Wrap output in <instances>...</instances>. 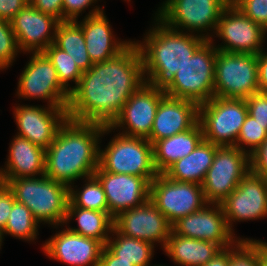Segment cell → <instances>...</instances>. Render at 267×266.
I'll return each mask as SVG.
<instances>
[{
  "mask_svg": "<svg viewBox=\"0 0 267 266\" xmlns=\"http://www.w3.org/2000/svg\"><path fill=\"white\" fill-rule=\"evenodd\" d=\"M172 230L184 237L218 244L222 249L235 245L240 239L228 227L221 204L208 203L198 211L180 218Z\"/></svg>",
  "mask_w": 267,
  "mask_h": 266,
  "instance_id": "obj_14",
  "label": "cell"
},
{
  "mask_svg": "<svg viewBox=\"0 0 267 266\" xmlns=\"http://www.w3.org/2000/svg\"><path fill=\"white\" fill-rule=\"evenodd\" d=\"M53 228L59 231L42 243L45 256L70 266H99L105 246L102 242L72 232L65 225Z\"/></svg>",
  "mask_w": 267,
  "mask_h": 266,
  "instance_id": "obj_19",
  "label": "cell"
},
{
  "mask_svg": "<svg viewBox=\"0 0 267 266\" xmlns=\"http://www.w3.org/2000/svg\"><path fill=\"white\" fill-rule=\"evenodd\" d=\"M229 262H230V247L223 249L208 263L202 266H229Z\"/></svg>",
  "mask_w": 267,
  "mask_h": 266,
  "instance_id": "obj_46",
  "label": "cell"
},
{
  "mask_svg": "<svg viewBox=\"0 0 267 266\" xmlns=\"http://www.w3.org/2000/svg\"><path fill=\"white\" fill-rule=\"evenodd\" d=\"M144 83L142 56L132 41L117 56L93 63L83 72L78 86L70 93L68 119L110 126Z\"/></svg>",
  "mask_w": 267,
  "mask_h": 266,
  "instance_id": "obj_1",
  "label": "cell"
},
{
  "mask_svg": "<svg viewBox=\"0 0 267 266\" xmlns=\"http://www.w3.org/2000/svg\"><path fill=\"white\" fill-rule=\"evenodd\" d=\"M257 92L259 90L256 55L217 51L214 96L246 99Z\"/></svg>",
  "mask_w": 267,
  "mask_h": 266,
  "instance_id": "obj_9",
  "label": "cell"
},
{
  "mask_svg": "<svg viewBox=\"0 0 267 266\" xmlns=\"http://www.w3.org/2000/svg\"><path fill=\"white\" fill-rule=\"evenodd\" d=\"M251 171L267 180V139L250 155Z\"/></svg>",
  "mask_w": 267,
  "mask_h": 266,
  "instance_id": "obj_40",
  "label": "cell"
},
{
  "mask_svg": "<svg viewBox=\"0 0 267 266\" xmlns=\"http://www.w3.org/2000/svg\"><path fill=\"white\" fill-rule=\"evenodd\" d=\"M250 170L249 154L233 146L219 147L201 184L206 201L222 203Z\"/></svg>",
  "mask_w": 267,
  "mask_h": 266,
  "instance_id": "obj_11",
  "label": "cell"
},
{
  "mask_svg": "<svg viewBox=\"0 0 267 266\" xmlns=\"http://www.w3.org/2000/svg\"><path fill=\"white\" fill-rule=\"evenodd\" d=\"M29 0H0V19L10 21Z\"/></svg>",
  "mask_w": 267,
  "mask_h": 266,
  "instance_id": "obj_43",
  "label": "cell"
},
{
  "mask_svg": "<svg viewBox=\"0 0 267 266\" xmlns=\"http://www.w3.org/2000/svg\"><path fill=\"white\" fill-rule=\"evenodd\" d=\"M203 139V129L198 121L185 132L156 141L153 156L158 173L163 174L176 161L189 155Z\"/></svg>",
  "mask_w": 267,
  "mask_h": 266,
  "instance_id": "obj_25",
  "label": "cell"
},
{
  "mask_svg": "<svg viewBox=\"0 0 267 266\" xmlns=\"http://www.w3.org/2000/svg\"><path fill=\"white\" fill-rule=\"evenodd\" d=\"M16 202L14 194L6 184L0 183V229L3 230L8 216L12 210L13 204Z\"/></svg>",
  "mask_w": 267,
  "mask_h": 266,
  "instance_id": "obj_41",
  "label": "cell"
},
{
  "mask_svg": "<svg viewBox=\"0 0 267 266\" xmlns=\"http://www.w3.org/2000/svg\"><path fill=\"white\" fill-rule=\"evenodd\" d=\"M199 121V105L194 101L165 95L156 110L148 140L154 144L185 132Z\"/></svg>",
  "mask_w": 267,
  "mask_h": 266,
  "instance_id": "obj_22",
  "label": "cell"
},
{
  "mask_svg": "<svg viewBox=\"0 0 267 266\" xmlns=\"http://www.w3.org/2000/svg\"><path fill=\"white\" fill-rule=\"evenodd\" d=\"M256 252L260 266H267V242L256 239Z\"/></svg>",
  "mask_w": 267,
  "mask_h": 266,
  "instance_id": "obj_47",
  "label": "cell"
},
{
  "mask_svg": "<svg viewBox=\"0 0 267 266\" xmlns=\"http://www.w3.org/2000/svg\"><path fill=\"white\" fill-rule=\"evenodd\" d=\"M82 180H84L82 187L79 188L74 184L69 187L68 207L108 212L105 192L98 178L95 175H91Z\"/></svg>",
  "mask_w": 267,
  "mask_h": 266,
  "instance_id": "obj_31",
  "label": "cell"
},
{
  "mask_svg": "<svg viewBox=\"0 0 267 266\" xmlns=\"http://www.w3.org/2000/svg\"><path fill=\"white\" fill-rule=\"evenodd\" d=\"M165 95L164 91L153 88L145 82L127 100L120 115L110 125L113 132L148 139L157 107Z\"/></svg>",
  "mask_w": 267,
  "mask_h": 266,
  "instance_id": "obj_16",
  "label": "cell"
},
{
  "mask_svg": "<svg viewBox=\"0 0 267 266\" xmlns=\"http://www.w3.org/2000/svg\"><path fill=\"white\" fill-rule=\"evenodd\" d=\"M60 21L44 14L28 3L11 20V28L16 35L23 54L43 52L54 43Z\"/></svg>",
  "mask_w": 267,
  "mask_h": 266,
  "instance_id": "obj_21",
  "label": "cell"
},
{
  "mask_svg": "<svg viewBox=\"0 0 267 266\" xmlns=\"http://www.w3.org/2000/svg\"><path fill=\"white\" fill-rule=\"evenodd\" d=\"M40 224L34 218L32 212L24 204L15 202L8 216V221L2 230L4 236H12L24 242H35L39 235Z\"/></svg>",
  "mask_w": 267,
  "mask_h": 266,
  "instance_id": "obj_32",
  "label": "cell"
},
{
  "mask_svg": "<svg viewBox=\"0 0 267 266\" xmlns=\"http://www.w3.org/2000/svg\"><path fill=\"white\" fill-rule=\"evenodd\" d=\"M3 235H2V230L0 229V250L2 248V244H3Z\"/></svg>",
  "mask_w": 267,
  "mask_h": 266,
  "instance_id": "obj_49",
  "label": "cell"
},
{
  "mask_svg": "<svg viewBox=\"0 0 267 266\" xmlns=\"http://www.w3.org/2000/svg\"><path fill=\"white\" fill-rule=\"evenodd\" d=\"M28 63L20 73L16 97L45 100L47 106L67 108L70 93L60 84L56 69L43 53H29Z\"/></svg>",
  "mask_w": 267,
  "mask_h": 266,
  "instance_id": "obj_10",
  "label": "cell"
},
{
  "mask_svg": "<svg viewBox=\"0 0 267 266\" xmlns=\"http://www.w3.org/2000/svg\"><path fill=\"white\" fill-rule=\"evenodd\" d=\"M245 16L262 27L267 22V0H229Z\"/></svg>",
  "mask_w": 267,
  "mask_h": 266,
  "instance_id": "obj_38",
  "label": "cell"
},
{
  "mask_svg": "<svg viewBox=\"0 0 267 266\" xmlns=\"http://www.w3.org/2000/svg\"><path fill=\"white\" fill-rule=\"evenodd\" d=\"M113 227L122 235L144 240L163 250L172 232V224L148 200L144 204L120 212L113 221Z\"/></svg>",
  "mask_w": 267,
  "mask_h": 266,
  "instance_id": "obj_18",
  "label": "cell"
},
{
  "mask_svg": "<svg viewBox=\"0 0 267 266\" xmlns=\"http://www.w3.org/2000/svg\"><path fill=\"white\" fill-rule=\"evenodd\" d=\"M229 266H260L257 252L256 239H240L235 245L230 247Z\"/></svg>",
  "mask_w": 267,
  "mask_h": 266,
  "instance_id": "obj_36",
  "label": "cell"
},
{
  "mask_svg": "<svg viewBox=\"0 0 267 266\" xmlns=\"http://www.w3.org/2000/svg\"><path fill=\"white\" fill-rule=\"evenodd\" d=\"M152 27L137 44L143 61L145 82L165 91L174 81L176 72L206 41L205 38L167 27L153 14Z\"/></svg>",
  "mask_w": 267,
  "mask_h": 266,
  "instance_id": "obj_3",
  "label": "cell"
},
{
  "mask_svg": "<svg viewBox=\"0 0 267 266\" xmlns=\"http://www.w3.org/2000/svg\"><path fill=\"white\" fill-rule=\"evenodd\" d=\"M104 125L67 119L45 150V176L67 186L94 175Z\"/></svg>",
  "mask_w": 267,
  "mask_h": 266,
  "instance_id": "obj_2",
  "label": "cell"
},
{
  "mask_svg": "<svg viewBox=\"0 0 267 266\" xmlns=\"http://www.w3.org/2000/svg\"><path fill=\"white\" fill-rule=\"evenodd\" d=\"M248 114L259 124L267 125V93L257 92L245 99Z\"/></svg>",
  "mask_w": 267,
  "mask_h": 266,
  "instance_id": "obj_39",
  "label": "cell"
},
{
  "mask_svg": "<svg viewBox=\"0 0 267 266\" xmlns=\"http://www.w3.org/2000/svg\"><path fill=\"white\" fill-rule=\"evenodd\" d=\"M98 1L100 0H63V21L79 20L80 16H82L87 9L89 10V7L90 10L84 17L101 13L104 6L102 5V7H100V5H96Z\"/></svg>",
  "mask_w": 267,
  "mask_h": 266,
  "instance_id": "obj_37",
  "label": "cell"
},
{
  "mask_svg": "<svg viewBox=\"0 0 267 266\" xmlns=\"http://www.w3.org/2000/svg\"><path fill=\"white\" fill-rule=\"evenodd\" d=\"M94 175L103 187L108 212L113 218L120 212L138 207L149 200L151 182L147 178L114 174L103 171L100 167L96 169Z\"/></svg>",
  "mask_w": 267,
  "mask_h": 266,
  "instance_id": "obj_20",
  "label": "cell"
},
{
  "mask_svg": "<svg viewBox=\"0 0 267 266\" xmlns=\"http://www.w3.org/2000/svg\"><path fill=\"white\" fill-rule=\"evenodd\" d=\"M0 179L39 177L45 174V150L19 135L13 136Z\"/></svg>",
  "mask_w": 267,
  "mask_h": 266,
  "instance_id": "obj_24",
  "label": "cell"
},
{
  "mask_svg": "<svg viewBox=\"0 0 267 266\" xmlns=\"http://www.w3.org/2000/svg\"><path fill=\"white\" fill-rule=\"evenodd\" d=\"M222 250L218 244L180 236L173 230L163 249L165 254L177 266L205 265Z\"/></svg>",
  "mask_w": 267,
  "mask_h": 266,
  "instance_id": "obj_26",
  "label": "cell"
},
{
  "mask_svg": "<svg viewBox=\"0 0 267 266\" xmlns=\"http://www.w3.org/2000/svg\"><path fill=\"white\" fill-rule=\"evenodd\" d=\"M266 139L267 125L259 124L248 114L233 147L251 155Z\"/></svg>",
  "mask_w": 267,
  "mask_h": 266,
  "instance_id": "obj_34",
  "label": "cell"
},
{
  "mask_svg": "<svg viewBox=\"0 0 267 266\" xmlns=\"http://www.w3.org/2000/svg\"><path fill=\"white\" fill-rule=\"evenodd\" d=\"M217 49L206 40L176 74L164 91L174 98L194 101L198 105L214 97V76Z\"/></svg>",
  "mask_w": 267,
  "mask_h": 266,
  "instance_id": "obj_7",
  "label": "cell"
},
{
  "mask_svg": "<svg viewBox=\"0 0 267 266\" xmlns=\"http://www.w3.org/2000/svg\"><path fill=\"white\" fill-rule=\"evenodd\" d=\"M213 37L220 39L221 44L216 45ZM265 40L263 27L245 16L232 4L222 12L210 39L218 51L255 55L264 49Z\"/></svg>",
  "mask_w": 267,
  "mask_h": 266,
  "instance_id": "obj_13",
  "label": "cell"
},
{
  "mask_svg": "<svg viewBox=\"0 0 267 266\" xmlns=\"http://www.w3.org/2000/svg\"><path fill=\"white\" fill-rule=\"evenodd\" d=\"M37 10L63 21V0H29Z\"/></svg>",
  "mask_w": 267,
  "mask_h": 266,
  "instance_id": "obj_42",
  "label": "cell"
},
{
  "mask_svg": "<svg viewBox=\"0 0 267 266\" xmlns=\"http://www.w3.org/2000/svg\"><path fill=\"white\" fill-rule=\"evenodd\" d=\"M263 33H264V36H265V38H266V40H267V22H266V24L263 26Z\"/></svg>",
  "mask_w": 267,
  "mask_h": 266,
  "instance_id": "obj_48",
  "label": "cell"
},
{
  "mask_svg": "<svg viewBox=\"0 0 267 266\" xmlns=\"http://www.w3.org/2000/svg\"><path fill=\"white\" fill-rule=\"evenodd\" d=\"M220 204L228 227L234 234L233 227L237 222L267 218V180L250 170Z\"/></svg>",
  "mask_w": 267,
  "mask_h": 266,
  "instance_id": "obj_15",
  "label": "cell"
},
{
  "mask_svg": "<svg viewBox=\"0 0 267 266\" xmlns=\"http://www.w3.org/2000/svg\"><path fill=\"white\" fill-rule=\"evenodd\" d=\"M13 107L17 134L46 150L68 119L67 108L20 103Z\"/></svg>",
  "mask_w": 267,
  "mask_h": 266,
  "instance_id": "obj_17",
  "label": "cell"
},
{
  "mask_svg": "<svg viewBox=\"0 0 267 266\" xmlns=\"http://www.w3.org/2000/svg\"><path fill=\"white\" fill-rule=\"evenodd\" d=\"M72 220L77 221V227L68 225ZM113 221L114 218L109 212H100L80 207H68L64 225L72 232L98 240L106 245L113 229Z\"/></svg>",
  "mask_w": 267,
  "mask_h": 266,
  "instance_id": "obj_28",
  "label": "cell"
},
{
  "mask_svg": "<svg viewBox=\"0 0 267 266\" xmlns=\"http://www.w3.org/2000/svg\"><path fill=\"white\" fill-rule=\"evenodd\" d=\"M256 57L258 64V90L261 93H267V48H264Z\"/></svg>",
  "mask_w": 267,
  "mask_h": 266,
  "instance_id": "obj_44",
  "label": "cell"
},
{
  "mask_svg": "<svg viewBox=\"0 0 267 266\" xmlns=\"http://www.w3.org/2000/svg\"><path fill=\"white\" fill-rule=\"evenodd\" d=\"M99 266H136V265L130 263L129 261L120 260L106 246H104L99 261Z\"/></svg>",
  "mask_w": 267,
  "mask_h": 266,
  "instance_id": "obj_45",
  "label": "cell"
},
{
  "mask_svg": "<svg viewBox=\"0 0 267 266\" xmlns=\"http://www.w3.org/2000/svg\"><path fill=\"white\" fill-rule=\"evenodd\" d=\"M219 147L203 139L189 155L176 161L163 174L175 181L201 185Z\"/></svg>",
  "mask_w": 267,
  "mask_h": 266,
  "instance_id": "obj_27",
  "label": "cell"
},
{
  "mask_svg": "<svg viewBox=\"0 0 267 266\" xmlns=\"http://www.w3.org/2000/svg\"><path fill=\"white\" fill-rule=\"evenodd\" d=\"M54 44L69 54L82 72L88 71L93 65L87 52L82 28L76 21L59 23Z\"/></svg>",
  "mask_w": 267,
  "mask_h": 266,
  "instance_id": "obj_30",
  "label": "cell"
},
{
  "mask_svg": "<svg viewBox=\"0 0 267 266\" xmlns=\"http://www.w3.org/2000/svg\"><path fill=\"white\" fill-rule=\"evenodd\" d=\"M105 246L120 260L129 261L136 266H157L151 263L155 252L152 243L124 236L114 227Z\"/></svg>",
  "mask_w": 267,
  "mask_h": 266,
  "instance_id": "obj_29",
  "label": "cell"
},
{
  "mask_svg": "<svg viewBox=\"0 0 267 266\" xmlns=\"http://www.w3.org/2000/svg\"><path fill=\"white\" fill-rule=\"evenodd\" d=\"M113 129L105 126L99 143V167L114 174H129L152 182L159 174L154 165L153 144L145 138L115 133L104 149L101 142Z\"/></svg>",
  "mask_w": 267,
  "mask_h": 266,
  "instance_id": "obj_5",
  "label": "cell"
},
{
  "mask_svg": "<svg viewBox=\"0 0 267 266\" xmlns=\"http://www.w3.org/2000/svg\"><path fill=\"white\" fill-rule=\"evenodd\" d=\"M14 194L15 200L30 209L39 224L64 225L69 204V186L49 177L0 179Z\"/></svg>",
  "mask_w": 267,
  "mask_h": 266,
  "instance_id": "obj_4",
  "label": "cell"
},
{
  "mask_svg": "<svg viewBox=\"0 0 267 266\" xmlns=\"http://www.w3.org/2000/svg\"><path fill=\"white\" fill-rule=\"evenodd\" d=\"M149 200L172 225L208 204L202 185L175 181L164 174H158L150 183Z\"/></svg>",
  "mask_w": 267,
  "mask_h": 266,
  "instance_id": "obj_12",
  "label": "cell"
},
{
  "mask_svg": "<svg viewBox=\"0 0 267 266\" xmlns=\"http://www.w3.org/2000/svg\"><path fill=\"white\" fill-rule=\"evenodd\" d=\"M22 53L10 21L0 19V72L9 69Z\"/></svg>",
  "mask_w": 267,
  "mask_h": 266,
  "instance_id": "obj_35",
  "label": "cell"
},
{
  "mask_svg": "<svg viewBox=\"0 0 267 266\" xmlns=\"http://www.w3.org/2000/svg\"><path fill=\"white\" fill-rule=\"evenodd\" d=\"M81 26L87 52L92 63L107 61L122 52L133 40H120L114 35L112 25L104 10L96 15L82 17Z\"/></svg>",
  "mask_w": 267,
  "mask_h": 266,
  "instance_id": "obj_23",
  "label": "cell"
},
{
  "mask_svg": "<svg viewBox=\"0 0 267 266\" xmlns=\"http://www.w3.org/2000/svg\"><path fill=\"white\" fill-rule=\"evenodd\" d=\"M248 115L245 99L214 96L199 105L204 140L218 146H234Z\"/></svg>",
  "mask_w": 267,
  "mask_h": 266,
  "instance_id": "obj_8",
  "label": "cell"
},
{
  "mask_svg": "<svg viewBox=\"0 0 267 266\" xmlns=\"http://www.w3.org/2000/svg\"><path fill=\"white\" fill-rule=\"evenodd\" d=\"M228 5L229 0H164L154 14L171 29L210 40Z\"/></svg>",
  "mask_w": 267,
  "mask_h": 266,
  "instance_id": "obj_6",
  "label": "cell"
},
{
  "mask_svg": "<svg viewBox=\"0 0 267 266\" xmlns=\"http://www.w3.org/2000/svg\"><path fill=\"white\" fill-rule=\"evenodd\" d=\"M43 53L56 69L60 84L71 93L78 86L83 72L71 56L58 48L54 43L50 44ZM70 82L74 83L71 85Z\"/></svg>",
  "mask_w": 267,
  "mask_h": 266,
  "instance_id": "obj_33",
  "label": "cell"
}]
</instances>
